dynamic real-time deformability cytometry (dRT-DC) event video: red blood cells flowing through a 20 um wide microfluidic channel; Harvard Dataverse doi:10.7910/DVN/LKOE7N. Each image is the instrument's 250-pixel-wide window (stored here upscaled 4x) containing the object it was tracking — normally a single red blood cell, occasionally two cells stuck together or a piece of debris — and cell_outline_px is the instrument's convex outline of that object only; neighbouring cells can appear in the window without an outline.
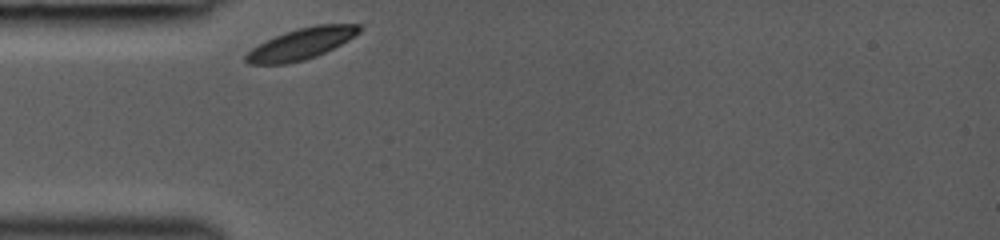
{"species": "common noctule bat (a hibernating species)", "species_latin": "Nyctalus noctula", "temperature_condition": "room temperature", "stored_images_in_passage": 28, "camera_frame_rate_fps": 3000, "um_per_image_px": 0.085, "animal": {"sex": "female", "body_mass_g": 19.0, "forearm_length_mm": 53.3}, "frame": {"image": 1, "passage_image": 1, "time_ms": 0.0, "image_size_px": [1000, 240], "cell_outline_px": [[364, 28], [360, 32], [348, 40], [316, 56], [304, 60], [288, 64], [248, 64], [244, 60], [244, 56], [252, 48], [284, 32], [296, 28], [316, 24], [360, 24]], "centroid_in_image_um": [25.62, 3.71], "position_along_channel_um": 59.4, "area_um2": 20.58}}
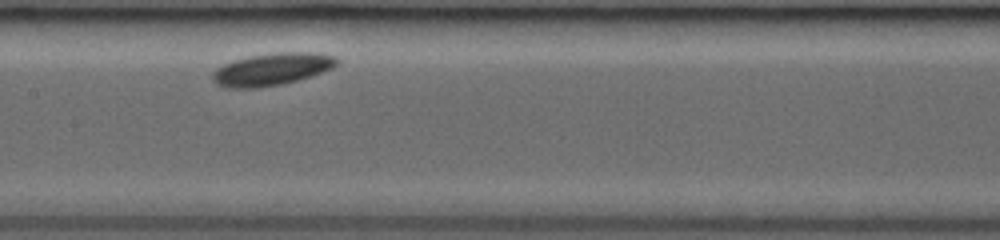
{"frame": {"image": 2, "passage_image": 14, "time_ms": 3.333, "image_size_px": [1000, 240], "cell_outline_px": [[340, 60], [332, 68], [284, 84], [256, 88], [228, 88], [216, 84], [212, 80], [212, 72], [216, 68], [224, 64], [248, 56], [276, 52], [312, 52], [336, 56]], "centroid_in_image_um": [23.08, 5.88], "position_along_channel_um": 184.3, "area_um2": 23.35}}
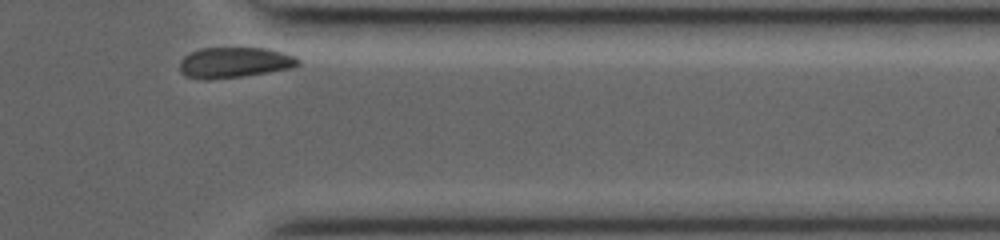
{"frame": {"image": 3, "passage_image": 28, "time_ms": 8.667, "image_size_px": [1000, 240], "cell_outline_px": [[300, 64], [292, 68], [240, 76], [208, 80], [204, 80], [184, 76], [180, 72], [180, 60], [184, 56], [200, 48], [264, 48], [296, 56], [300, 60]], "centroid_in_image_um": [19.89, 5.32], "position_along_channel_um": 391.5, "area_um2": 21.04}}